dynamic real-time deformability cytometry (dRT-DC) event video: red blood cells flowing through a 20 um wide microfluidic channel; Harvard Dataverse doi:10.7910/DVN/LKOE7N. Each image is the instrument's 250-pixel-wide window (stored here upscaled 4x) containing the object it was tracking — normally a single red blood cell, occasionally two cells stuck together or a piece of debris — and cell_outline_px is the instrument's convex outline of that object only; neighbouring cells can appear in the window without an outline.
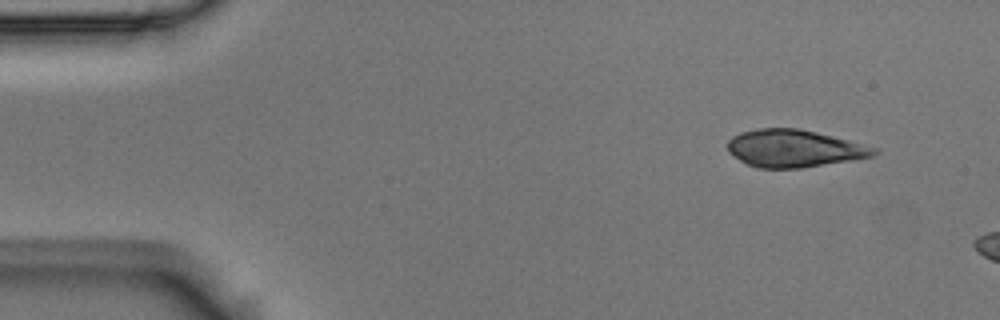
{"species": "Egyptian fruit bat (a non-hibernating species)", "species_latin": "Rousettus aegyptiacus", "temperature_condition": "room temperature", "stored_images_in_passage": 7, "camera_frame_rate_fps": 3000, "um_per_image_px": 0.085, "animal": {"sex": "male"}, "frame": {"image": 1, "passage_image": 1, "time_ms": 0.0, "image_size_px": [1000, 320], "cell_outline_px": [[880, 152], [872, 156], [852, 160], [800, 168], [760, 168], [748, 164], [740, 160], [728, 152], [728, 140], [732, 136], [740, 132], [756, 128], [800, 128], [848, 140], [876, 148]], "centroid_in_image_um": [67.47, 12.61], "position_along_channel_um": 17.5, "area_um2": 31.79}}